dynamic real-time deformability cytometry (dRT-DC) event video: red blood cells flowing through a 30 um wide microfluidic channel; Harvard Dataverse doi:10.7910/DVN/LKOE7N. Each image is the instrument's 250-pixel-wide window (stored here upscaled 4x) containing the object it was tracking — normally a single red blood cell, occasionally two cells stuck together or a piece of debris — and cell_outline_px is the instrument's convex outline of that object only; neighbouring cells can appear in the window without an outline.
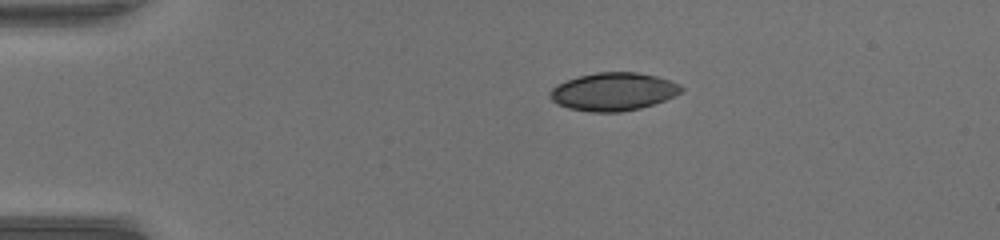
{"species": "common noctule bat (a hibernating species)", "species_latin": "Nyctalus noctula", "temperature_condition": "warm", "stored_images_in_passage": 41, "camera_frame_rate_fps": 3000, "um_per_image_px": 0.085, "animal": {"sex": "female", "body_mass_g": 17.0, "forearm_length_mm": 48.0}, "frame": {"image": 1, "passage_image": 1, "time_ms": 0.0, "image_size_px": [1000, 240], "cell_outline_px": [[684, 88], [680, 92], [664, 100], [640, 108], [620, 112], [592, 112], [568, 108], [556, 104], [548, 96], [548, 92], [556, 84], [580, 76], [596, 72], [636, 72], [656, 76], [680, 84]], "centroid_in_image_um": [52.09, 7.79], "position_along_channel_um": 32.9, "area_um2": 28.96}}
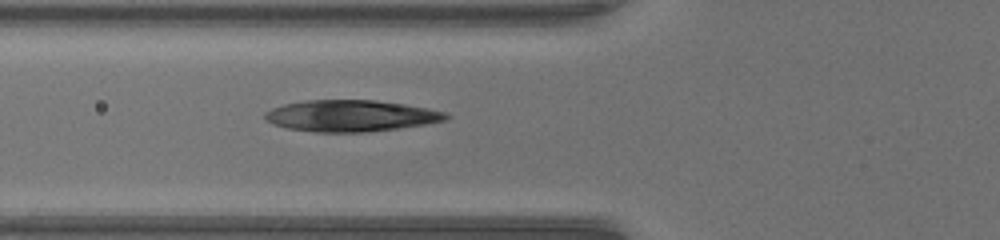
{"frame": {"image": 2, "passage_image": 10, "time_ms": 3.0, "image_size_px": [1000, 240], "cell_outline_px": [[452, 116], [448, 120], [400, 128], [364, 132], [316, 132], [288, 128], [272, 124], [264, 120], [264, 112], [272, 108], [284, 104], [308, 100], [376, 100], [404, 104], [428, 108], [444, 112]], "centroid_in_image_um": [29.82, 9.84], "position_along_channel_um": 96.0, "area_um2": 33.23}}
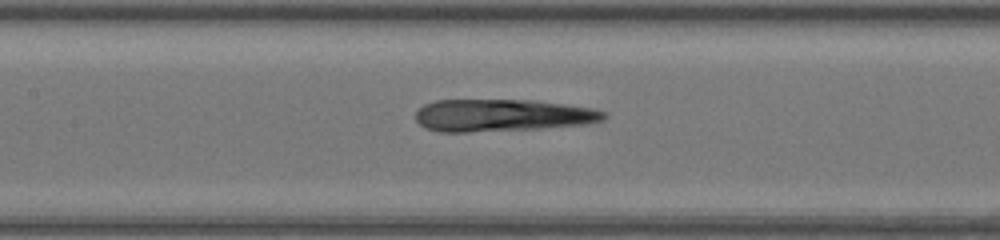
{"frame": {"image": 3, "passage_image": 15, "time_ms": 4.667, "image_size_px": [1000, 240], "cell_outline_px": [[608, 116], [604, 120], [584, 124], [540, 128], [468, 132], [440, 132], [424, 128], [416, 120], [416, 112], [424, 104], [436, 100], [536, 100], [592, 108], [604, 112]], "centroid_in_image_um": [42.67, 9.8], "position_along_channel_um": 164.7, "area_um2": 35.37}}